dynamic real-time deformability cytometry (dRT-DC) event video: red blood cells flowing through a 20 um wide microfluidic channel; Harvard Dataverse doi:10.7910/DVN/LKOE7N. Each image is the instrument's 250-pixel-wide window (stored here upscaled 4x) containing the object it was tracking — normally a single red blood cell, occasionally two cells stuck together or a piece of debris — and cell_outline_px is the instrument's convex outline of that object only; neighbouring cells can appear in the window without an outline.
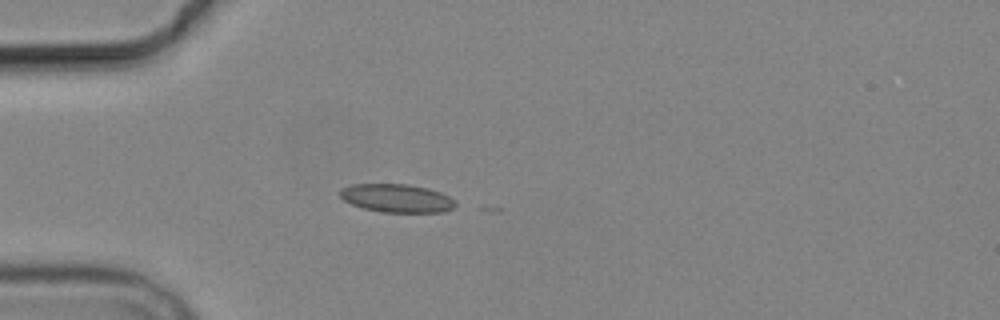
{"species": "common noctule bat (a hibernating species)", "species_latin": "Nyctalus noctula", "temperature_condition": "cold", "stored_images_in_passage": 5, "camera_frame_rate_fps": 3000, "um_per_image_px": 0.085, "animal": {"sex": "male", "body_mass_g": 19.2, "forearm_length_mm": 51.8}, "frame": {"image": 1, "passage_image": 5, "time_ms": 5.0, "image_size_px": [1000, 320], "cell_outline_px": [[456, 204], [452, 208], [444, 212], [380, 212], [364, 208], [352, 204], [344, 200], [340, 196], [340, 188], [352, 184], [408, 184], [428, 188], [440, 192], [448, 196]], "centroid_in_image_um": [33.7, 16.84], "position_along_channel_um": 51.3, "area_um2": 18.96}}